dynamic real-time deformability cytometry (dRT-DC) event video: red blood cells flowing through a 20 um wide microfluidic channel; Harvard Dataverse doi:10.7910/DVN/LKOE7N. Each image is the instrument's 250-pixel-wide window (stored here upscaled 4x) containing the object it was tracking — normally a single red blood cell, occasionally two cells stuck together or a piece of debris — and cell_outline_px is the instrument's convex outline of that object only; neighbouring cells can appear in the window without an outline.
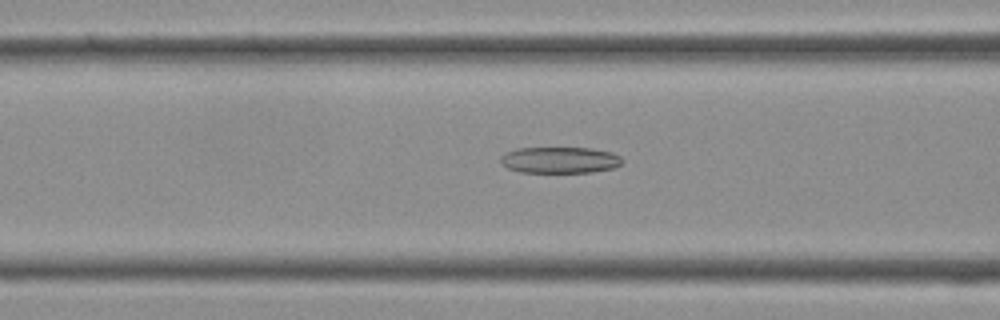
{"species": "Egyptian fruit bat (a non-hibernating species)", "species_latin": "Rousettus aegyptiacus", "temperature_condition": "cold", "stored_images_in_passage": 37, "camera_frame_rate_fps": 3000, "um_per_image_px": 0.085, "frame": {"image": 1, "passage_image": 14, "time_ms": 4.333, "image_size_px": [1000, 320], "cell_outline_px": [[624, 160], [620, 164], [612, 168], [592, 172], [520, 172], [508, 168], [500, 164], [500, 156], [504, 152], [516, 148], [592, 148], [612, 152], [620, 156]], "centroid_in_image_um": [47.55, 13.59], "position_along_channel_um": 119.1, "area_um2": 18.79}}
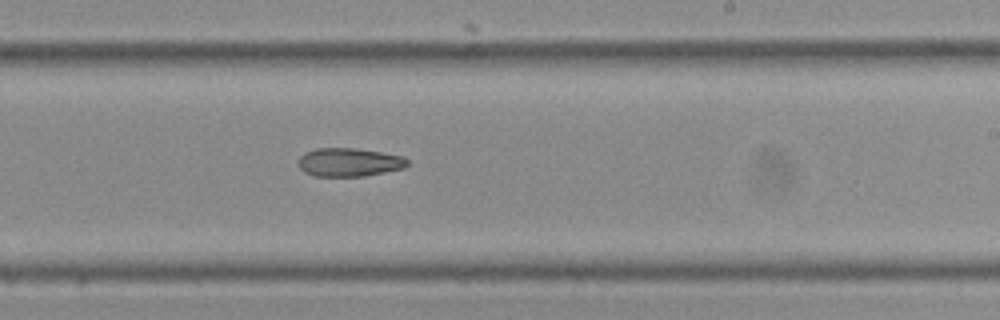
{"frame": {"image": 2, "passage_image": 22, "time_ms": 7.0, "image_size_px": [1000, 320], "cell_outline_px": [[408, 164], [404, 168], [364, 176], [316, 176], [304, 172], [300, 168], [300, 156], [304, 152], [316, 148], [356, 148], [404, 156], [408, 160]], "centroid_in_image_um": [29.69, 13.78], "position_along_channel_um": 259.3, "area_um2": 18.03}}
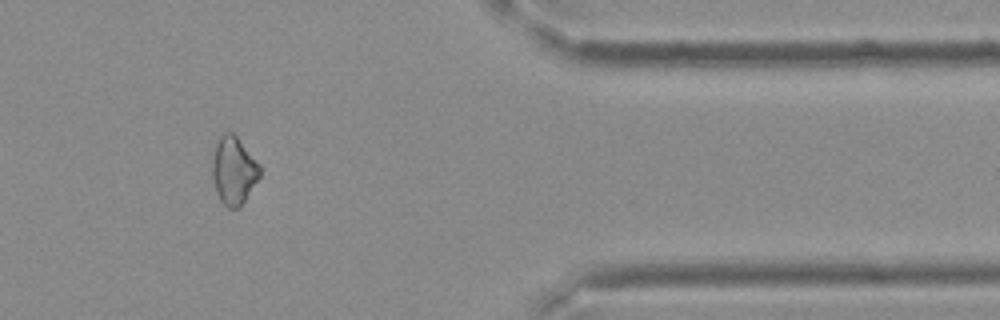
{"frame": {"image": 3, "passage_image": 31, "time_ms": 10.0, "image_size_px": [1000, 320], "cell_outline_px": [[260, 176], [240, 208], [228, 208], [220, 200], [216, 192], [212, 176], [212, 160], [216, 144], [220, 136], [224, 132], [232, 132], [236, 136], [260, 164]], "centroid_in_image_um": [19.86, 14.51], "position_along_channel_um": 391.5, "area_um2": 18.73}}